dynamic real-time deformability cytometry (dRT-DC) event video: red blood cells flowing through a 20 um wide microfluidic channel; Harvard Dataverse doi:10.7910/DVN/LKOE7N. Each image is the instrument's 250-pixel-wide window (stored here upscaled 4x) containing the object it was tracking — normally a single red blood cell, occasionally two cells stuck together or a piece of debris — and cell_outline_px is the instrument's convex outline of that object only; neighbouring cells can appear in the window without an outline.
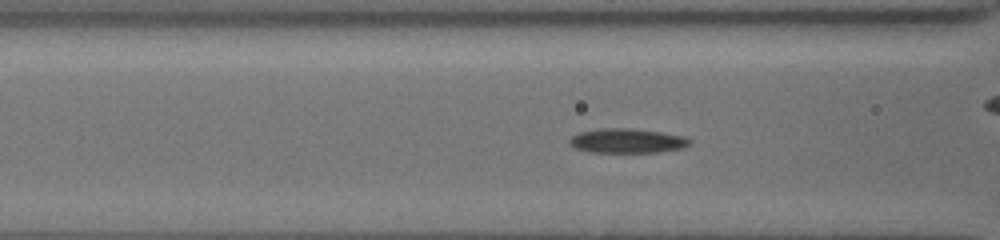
{"species": "common noctule bat (a hibernating species)", "species_latin": "Nyctalus noctula", "temperature_condition": "cold", "stored_images_in_passage": 50, "camera_frame_rate_fps": 3000, "um_per_image_px": 0.085, "animal": {"sex": "female", "body_mass_g": 19.5, "forearm_length_mm": 54.1}, "frame": {"image": 1, "passage_image": 19, "time_ms": 6.0, "image_size_px": [1000, 240], "cell_outline_px": [[692, 144], [684, 148], [656, 152], [588, 152], [576, 148], [568, 144], [568, 140], [572, 136], [580, 132], [600, 128], [628, 128], [660, 132], [684, 136], [692, 140]], "centroid_in_image_um": [53.31, 11.97], "position_along_channel_um": 113.3, "area_um2": 17.22}}
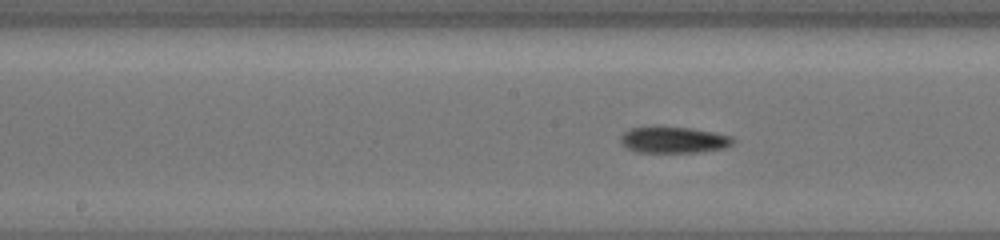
{"frame": {"image": 2, "passage_image": 25, "time_ms": 8.0, "image_size_px": [1000, 240], "cell_outline_px": [[736, 140], [732, 144], [724, 148], [700, 152], [636, 152], [620, 144], [620, 136], [624, 132], [632, 128], [652, 124], [660, 124], [692, 128], [732, 136]], "centroid_in_image_um": [57.21, 11.85], "position_along_channel_um": 191.0, "area_um2": 17.92}}
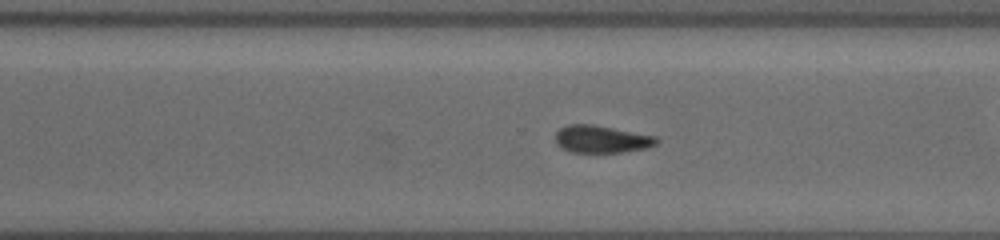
{"frame": {"image": 3, "passage_image": 35, "time_ms": 11.333, "image_size_px": [1000, 240], "cell_outline_px": [[660, 140], [656, 144], [648, 148], [620, 152], [572, 152], [556, 144], [556, 132], [560, 128], [568, 124], [592, 124], [656, 136]], "centroid_in_image_um": [51.15, 11.82], "position_along_channel_um": 319.5, "area_um2": 16.07}, "authors_computed_cell_mechanics": {"area_um2": 16.2418, "velocity_mm_per_s": 3.8726, "shape_relaxation_time_tau1_ms": 5.1334, "shape_relaxation_time_tau2_ms": null, "deformation_change_tau1": 0.1733, "deformation_change_tau2": null}}